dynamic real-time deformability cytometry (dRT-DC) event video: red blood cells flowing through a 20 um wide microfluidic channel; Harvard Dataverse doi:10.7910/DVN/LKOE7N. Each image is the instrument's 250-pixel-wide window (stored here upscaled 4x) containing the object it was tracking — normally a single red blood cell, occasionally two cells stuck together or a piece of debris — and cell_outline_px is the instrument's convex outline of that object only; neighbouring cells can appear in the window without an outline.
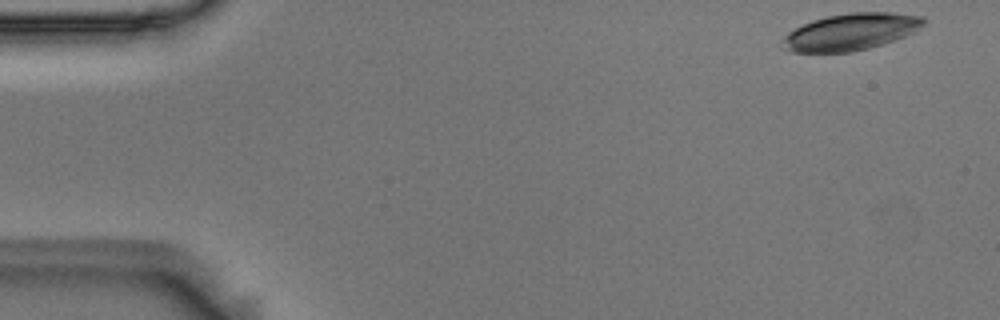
{"species": "Egyptian fruit bat (a non-hibernating species)", "species_latin": "Rousettus aegyptiacus", "temperature_condition": "room temperature", "stored_images_in_passage": 4, "segment_of_instrument_passage": [2, 2], "camera_frame_rate_fps": 3000, "um_per_image_px": 0.085, "animal": {"sex": "male"}, "frame": {"image": 1, "passage_image": 4, "time_ms": 1.0, "image_size_px": [1000, 320], "cell_outline_px": [[928, 20], [916, 32], [896, 40], [884, 44], [852, 52], [792, 52], [784, 48], [784, 36], [788, 32], [812, 20], [828, 16], [848, 12], [892, 12], [924, 16]], "centroid_in_image_um": [72.4, 2.7], "position_along_channel_um": 12.6, "area_um2": 30.46}}